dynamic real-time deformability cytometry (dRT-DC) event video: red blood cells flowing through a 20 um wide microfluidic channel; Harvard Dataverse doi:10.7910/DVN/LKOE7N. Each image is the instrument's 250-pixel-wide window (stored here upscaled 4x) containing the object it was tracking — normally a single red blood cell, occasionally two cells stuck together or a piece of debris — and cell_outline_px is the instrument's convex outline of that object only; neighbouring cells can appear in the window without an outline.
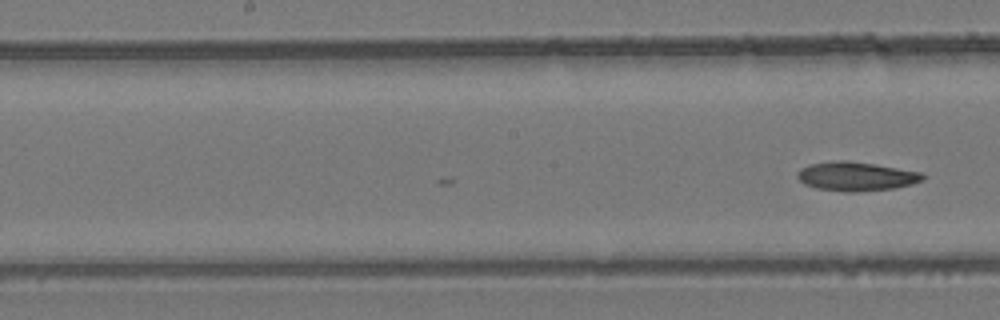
{"species": "common noctule bat (a hibernating species)", "species_latin": "Nyctalus noctula", "temperature_condition": "room temperature", "stored_images_in_passage": 8, "camera_frame_rate_fps": 3000, "um_per_image_px": 0.085, "animal": {"sex": "female", "body_mass_g": 24.6, "forearm_length_mm": 56.2}, "frame": {"image": 1, "passage_image": 8, "time_ms": 2.333, "image_size_px": [1000, 320], "cell_outline_px": [[924, 180], [912, 184], [892, 188], [856, 192], [844, 192], [816, 188], [804, 184], [796, 176], [796, 172], [800, 168], [808, 164], [840, 160], [844, 160], [872, 164], [924, 172]], "centroid_in_image_um": [72.75, 14.99], "position_along_channel_um": 175.5, "area_um2": 21.21}}